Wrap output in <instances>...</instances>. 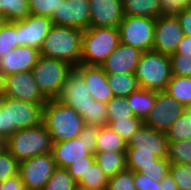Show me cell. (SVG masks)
Returning a JSON list of instances; mask_svg holds the SVG:
<instances>
[{"instance_id": "7bdbcfd3", "label": "cell", "mask_w": 191, "mask_h": 190, "mask_svg": "<svg viewBox=\"0 0 191 190\" xmlns=\"http://www.w3.org/2000/svg\"><path fill=\"white\" fill-rule=\"evenodd\" d=\"M169 165L170 162L167 158H159L156 161V165L143 168L140 172L153 180L160 182L169 172Z\"/></svg>"}, {"instance_id": "f546056e", "label": "cell", "mask_w": 191, "mask_h": 190, "mask_svg": "<svg viewBox=\"0 0 191 190\" xmlns=\"http://www.w3.org/2000/svg\"><path fill=\"white\" fill-rule=\"evenodd\" d=\"M108 179L100 166L94 162L78 185L90 190H107Z\"/></svg>"}, {"instance_id": "f907efd6", "label": "cell", "mask_w": 191, "mask_h": 190, "mask_svg": "<svg viewBox=\"0 0 191 190\" xmlns=\"http://www.w3.org/2000/svg\"><path fill=\"white\" fill-rule=\"evenodd\" d=\"M161 190H179L176 182L168 172L167 175L160 181Z\"/></svg>"}, {"instance_id": "1f68e13d", "label": "cell", "mask_w": 191, "mask_h": 190, "mask_svg": "<svg viewBox=\"0 0 191 190\" xmlns=\"http://www.w3.org/2000/svg\"><path fill=\"white\" fill-rule=\"evenodd\" d=\"M143 123L144 122L138 117H129L122 120H107V125L118 133L127 143Z\"/></svg>"}, {"instance_id": "3957f363", "label": "cell", "mask_w": 191, "mask_h": 190, "mask_svg": "<svg viewBox=\"0 0 191 190\" xmlns=\"http://www.w3.org/2000/svg\"><path fill=\"white\" fill-rule=\"evenodd\" d=\"M45 104L31 103L4 96L0 100V106L2 107V139L5 141L17 130L40 125Z\"/></svg>"}, {"instance_id": "52a82bcc", "label": "cell", "mask_w": 191, "mask_h": 190, "mask_svg": "<svg viewBox=\"0 0 191 190\" xmlns=\"http://www.w3.org/2000/svg\"><path fill=\"white\" fill-rule=\"evenodd\" d=\"M98 126L85 124L78 138L64 140L52 145V155L56 166L67 168L86 156H94Z\"/></svg>"}, {"instance_id": "ffe728a7", "label": "cell", "mask_w": 191, "mask_h": 190, "mask_svg": "<svg viewBox=\"0 0 191 190\" xmlns=\"http://www.w3.org/2000/svg\"><path fill=\"white\" fill-rule=\"evenodd\" d=\"M74 70L84 79L91 96L96 101L107 103L114 97L102 66L79 64Z\"/></svg>"}, {"instance_id": "ac0fdd59", "label": "cell", "mask_w": 191, "mask_h": 190, "mask_svg": "<svg viewBox=\"0 0 191 190\" xmlns=\"http://www.w3.org/2000/svg\"><path fill=\"white\" fill-rule=\"evenodd\" d=\"M40 57V51L29 46L16 48L0 56V71L5 75L32 71Z\"/></svg>"}, {"instance_id": "ba28073f", "label": "cell", "mask_w": 191, "mask_h": 190, "mask_svg": "<svg viewBox=\"0 0 191 190\" xmlns=\"http://www.w3.org/2000/svg\"><path fill=\"white\" fill-rule=\"evenodd\" d=\"M74 68L64 60L40 55L32 73L43 95L51 100L58 98L66 79L74 71Z\"/></svg>"}, {"instance_id": "4fadbf2b", "label": "cell", "mask_w": 191, "mask_h": 190, "mask_svg": "<svg viewBox=\"0 0 191 190\" xmlns=\"http://www.w3.org/2000/svg\"><path fill=\"white\" fill-rule=\"evenodd\" d=\"M5 96L31 103H47L32 71L5 76Z\"/></svg>"}, {"instance_id": "7a4b0ae2", "label": "cell", "mask_w": 191, "mask_h": 190, "mask_svg": "<svg viewBox=\"0 0 191 190\" xmlns=\"http://www.w3.org/2000/svg\"><path fill=\"white\" fill-rule=\"evenodd\" d=\"M42 123L53 143L78 138L85 125L79 113L57 99L48 100L44 105Z\"/></svg>"}, {"instance_id": "ee69618b", "label": "cell", "mask_w": 191, "mask_h": 190, "mask_svg": "<svg viewBox=\"0 0 191 190\" xmlns=\"http://www.w3.org/2000/svg\"><path fill=\"white\" fill-rule=\"evenodd\" d=\"M95 162L94 156H86V160H79L69 165L66 169L74 181L78 184L83 175L86 174L88 169Z\"/></svg>"}, {"instance_id": "9a60e30c", "label": "cell", "mask_w": 191, "mask_h": 190, "mask_svg": "<svg viewBox=\"0 0 191 190\" xmlns=\"http://www.w3.org/2000/svg\"><path fill=\"white\" fill-rule=\"evenodd\" d=\"M51 19L53 25L74 27L84 31L90 27L89 1L63 0Z\"/></svg>"}, {"instance_id": "83f0119b", "label": "cell", "mask_w": 191, "mask_h": 190, "mask_svg": "<svg viewBox=\"0 0 191 190\" xmlns=\"http://www.w3.org/2000/svg\"><path fill=\"white\" fill-rule=\"evenodd\" d=\"M0 14L7 22L23 20L30 14L28 0H0Z\"/></svg>"}, {"instance_id": "7dc6e473", "label": "cell", "mask_w": 191, "mask_h": 190, "mask_svg": "<svg viewBox=\"0 0 191 190\" xmlns=\"http://www.w3.org/2000/svg\"><path fill=\"white\" fill-rule=\"evenodd\" d=\"M191 0H161L164 14H174L182 8H188Z\"/></svg>"}, {"instance_id": "f6af8a7d", "label": "cell", "mask_w": 191, "mask_h": 190, "mask_svg": "<svg viewBox=\"0 0 191 190\" xmlns=\"http://www.w3.org/2000/svg\"><path fill=\"white\" fill-rule=\"evenodd\" d=\"M134 183L136 190H161L160 182L141 172H134Z\"/></svg>"}, {"instance_id": "2e32d148", "label": "cell", "mask_w": 191, "mask_h": 190, "mask_svg": "<svg viewBox=\"0 0 191 190\" xmlns=\"http://www.w3.org/2000/svg\"><path fill=\"white\" fill-rule=\"evenodd\" d=\"M127 148H136V152L153 153L158 158H167L166 132L155 130L143 123L127 143Z\"/></svg>"}, {"instance_id": "681fc988", "label": "cell", "mask_w": 191, "mask_h": 190, "mask_svg": "<svg viewBox=\"0 0 191 190\" xmlns=\"http://www.w3.org/2000/svg\"><path fill=\"white\" fill-rule=\"evenodd\" d=\"M172 54L191 55V35H183L176 51Z\"/></svg>"}, {"instance_id": "f35d334b", "label": "cell", "mask_w": 191, "mask_h": 190, "mask_svg": "<svg viewBox=\"0 0 191 190\" xmlns=\"http://www.w3.org/2000/svg\"><path fill=\"white\" fill-rule=\"evenodd\" d=\"M84 123L102 127L107 125L106 104L100 101H91L89 107V116H82Z\"/></svg>"}, {"instance_id": "836d02e7", "label": "cell", "mask_w": 191, "mask_h": 190, "mask_svg": "<svg viewBox=\"0 0 191 190\" xmlns=\"http://www.w3.org/2000/svg\"><path fill=\"white\" fill-rule=\"evenodd\" d=\"M17 46H19L18 21H6L0 29V56Z\"/></svg>"}, {"instance_id": "5b68a950", "label": "cell", "mask_w": 191, "mask_h": 190, "mask_svg": "<svg viewBox=\"0 0 191 190\" xmlns=\"http://www.w3.org/2000/svg\"><path fill=\"white\" fill-rule=\"evenodd\" d=\"M119 44L118 28L89 27L83 31L81 64L101 66Z\"/></svg>"}, {"instance_id": "44dd1931", "label": "cell", "mask_w": 191, "mask_h": 190, "mask_svg": "<svg viewBox=\"0 0 191 190\" xmlns=\"http://www.w3.org/2000/svg\"><path fill=\"white\" fill-rule=\"evenodd\" d=\"M142 52L122 42L101 65L106 74H134Z\"/></svg>"}, {"instance_id": "6da1fadb", "label": "cell", "mask_w": 191, "mask_h": 190, "mask_svg": "<svg viewBox=\"0 0 191 190\" xmlns=\"http://www.w3.org/2000/svg\"><path fill=\"white\" fill-rule=\"evenodd\" d=\"M83 30L53 25L40 48V55L64 60L76 67L81 63Z\"/></svg>"}, {"instance_id": "e0dca14e", "label": "cell", "mask_w": 191, "mask_h": 190, "mask_svg": "<svg viewBox=\"0 0 191 190\" xmlns=\"http://www.w3.org/2000/svg\"><path fill=\"white\" fill-rule=\"evenodd\" d=\"M52 26V19L46 16L29 14L23 20H19V46L26 45L40 50Z\"/></svg>"}, {"instance_id": "e575fe53", "label": "cell", "mask_w": 191, "mask_h": 190, "mask_svg": "<svg viewBox=\"0 0 191 190\" xmlns=\"http://www.w3.org/2000/svg\"><path fill=\"white\" fill-rule=\"evenodd\" d=\"M107 120L135 117L126 97H113L106 103Z\"/></svg>"}, {"instance_id": "d6a6232c", "label": "cell", "mask_w": 191, "mask_h": 190, "mask_svg": "<svg viewBox=\"0 0 191 190\" xmlns=\"http://www.w3.org/2000/svg\"><path fill=\"white\" fill-rule=\"evenodd\" d=\"M168 142L191 139V116L183 113L166 131Z\"/></svg>"}, {"instance_id": "60d3db41", "label": "cell", "mask_w": 191, "mask_h": 190, "mask_svg": "<svg viewBox=\"0 0 191 190\" xmlns=\"http://www.w3.org/2000/svg\"><path fill=\"white\" fill-rule=\"evenodd\" d=\"M63 0H28L30 14L51 18Z\"/></svg>"}, {"instance_id": "6f0895ef", "label": "cell", "mask_w": 191, "mask_h": 190, "mask_svg": "<svg viewBox=\"0 0 191 190\" xmlns=\"http://www.w3.org/2000/svg\"><path fill=\"white\" fill-rule=\"evenodd\" d=\"M4 147V140L0 137V150Z\"/></svg>"}, {"instance_id": "f5cc1de1", "label": "cell", "mask_w": 191, "mask_h": 190, "mask_svg": "<svg viewBox=\"0 0 191 190\" xmlns=\"http://www.w3.org/2000/svg\"><path fill=\"white\" fill-rule=\"evenodd\" d=\"M0 137L2 138V107L0 106Z\"/></svg>"}, {"instance_id": "484cf974", "label": "cell", "mask_w": 191, "mask_h": 190, "mask_svg": "<svg viewBox=\"0 0 191 190\" xmlns=\"http://www.w3.org/2000/svg\"><path fill=\"white\" fill-rule=\"evenodd\" d=\"M107 80L115 97H128L140 88L135 74H107Z\"/></svg>"}, {"instance_id": "bcb514c9", "label": "cell", "mask_w": 191, "mask_h": 190, "mask_svg": "<svg viewBox=\"0 0 191 190\" xmlns=\"http://www.w3.org/2000/svg\"><path fill=\"white\" fill-rule=\"evenodd\" d=\"M174 15L179 21L183 34L191 35V9L182 8L178 12H175Z\"/></svg>"}, {"instance_id": "d4e9b609", "label": "cell", "mask_w": 191, "mask_h": 190, "mask_svg": "<svg viewBox=\"0 0 191 190\" xmlns=\"http://www.w3.org/2000/svg\"><path fill=\"white\" fill-rule=\"evenodd\" d=\"M127 142L108 125L98 128L95 151H126Z\"/></svg>"}, {"instance_id": "11a10c76", "label": "cell", "mask_w": 191, "mask_h": 190, "mask_svg": "<svg viewBox=\"0 0 191 190\" xmlns=\"http://www.w3.org/2000/svg\"><path fill=\"white\" fill-rule=\"evenodd\" d=\"M6 20L3 15L0 14V29L5 24Z\"/></svg>"}, {"instance_id": "7402d4cb", "label": "cell", "mask_w": 191, "mask_h": 190, "mask_svg": "<svg viewBox=\"0 0 191 190\" xmlns=\"http://www.w3.org/2000/svg\"><path fill=\"white\" fill-rule=\"evenodd\" d=\"M94 160L108 177H114L127 169L126 151H95Z\"/></svg>"}, {"instance_id": "c3c4849f", "label": "cell", "mask_w": 191, "mask_h": 190, "mask_svg": "<svg viewBox=\"0 0 191 190\" xmlns=\"http://www.w3.org/2000/svg\"><path fill=\"white\" fill-rule=\"evenodd\" d=\"M0 190H26L20 174L0 183Z\"/></svg>"}, {"instance_id": "d590c367", "label": "cell", "mask_w": 191, "mask_h": 190, "mask_svg": "<svg viewBox=\"0 0 191 190\" xmlns=\"http://www.w3.org/2000/svg\"><path fill=\"white\" fill-rule=\"evenodd\" d=\"M76 185L66 168L57 167L43 190H73Z\"/></svg>"}, {"instance_id": "cb8c5ba5", "label": "cell", "mask_w": 191, "mask_h": 190, "mask_svg": "<svg viewBox=\"0 0 191 190\" xmlns=\"http://www.w3.org/2000/svg\"><path fill=\"white\" fill-rule=\"evenodd\" d=\"M126 98L134 116L144 122L155 105L156 91L139 88Z\"/></svg>"}, {"instance_id": "db71d44e", "label": "cell", "mask_w": 191, "mask_h": 190, "mask_svg": "<svg viewBox=\"0 0 191 190\" xmlns=\"http://www.w3.org/2000/svg\"><path fill=\"white\" fill-rule=\"evenodd\" d=\"M187 116H191V105L185 106V112Z\"/></svg>"}, {"instance_id": "603a6c76", "label": "cell", "mask_w": 191, "mask_h": 190, "mask_svg": "<svg viewBox=\"0 0 191 190\" xmlns=\"http://www.w3.org/2000/svg\"><path fill=\"white\" fill-rule=\"evenodd\" d=\"M124 16H142L156 19L163 15L161 0H123Z\"/></svg>"}, {"instance_id": "ab89813d", "label": "cell", "mask_w": 191, "mask_h": 190, "mask_svg": "<svg viewBox=\"0 0 191 190\" xmlns=\"http://www.w3.org/2000/svg\"><path fill=\"white\" fill-rule=\"evenodd\" d=\"M107 190H136L134 172L126 169L109 178Z\"/></svg>"}, {"instance_id": "4dcf8cb0", "label": "cell", "mask_w": 191, "mask_h": 190, "mask_svg": "<svg viewBox=\"0 0 191 190\" xmlns=\"http://www.w3.org/2000/svg\"><path fill=\"white\" fill-rule=\"evenodd\" d=\"M167 159L174 164H191V139L168 142Z\"/></svg>"}, {"instance_id": "9c48e42d", "label": "cell", "mask_w": 191, "mask_h": 190, "mask_svg": "<svg viewBox=\"0 0 191 190\" xmlns=\"http://www.w3.org/2000/svg\"><path fill=\"white\" fill-rule=\"evenodd\" d=\"M156 19L142 16H124L119 24L120 42L139 49L152 51Z\"/></svg>"}, {"instance_id": "9f6ffc18", "label": "cell", "mask_w": 191, "mask_h": 190, "mask_svg": "<svg viewBox=\"0 0 191 190\" xmlns=\"http://www.w3.org/2000/svg\"><path fill=\"white\" fill-rule=\"evenodd\" d=\"M73 190H90V189H87V188H84V187H81L79 186L78 184L74 187Z\"/></svg>"}, {"instance_id": "8d00e7d4", "label": "cell", "mask_w": 191, "mask_h": 190, "mask_svg": "<svg viewBox=\"0 0 191 190\" xmlns=\"http://www.w3.org/2000/svg\"><path fill=\"white\" fill-rule=\"evenodd\" d=\"M20 162L5 148L0 150V183L19 174Z\"/></svg>"}, {"instance_id": "8fae6325", "label": "cell", "mask_w": 191, "mask_h": 190, "mask_svg": "<svg viewBox=\"0 0 191 190\" xmlns=\"http://www.w3.org/2000/svg\"><path fill=\"white\" fill-rule=\"evenodd\" d=\"M185 112V106L165 91H156V101L144 124L155 130L166 132Z\"/></svg>"}, {"instance_id": "5bb4252c", "label": "cell", "mask_w": 191, "mask_h": 190, "mask_svg": "<svg viewBox=\"0 0 191 190\" xmlns=\"http://www.w3.org/2000/svg\"><path fill=\"white\" fill-rule=\"evenodd\" d=\"M57 100L73 108L81 116H89V107L94 98L84 79L74 70L66 79Z\"/></svg>"}, {"instance_id": "b9f144b4", "label": "cell", "mask_w": 191, "mask_h": 190, "mask_svg": "<svg viewBox=\"0 0 191 190\" xmlns=\"http://www.w3.org/2000/svg\"><path fill=\"white\" fill-rule=\"evenodd\" d=\"M172 75L191 77V55L170 54Z\"/></svg>"}, {"instance_id": "30bf717a", "label": "cell", "mask_w": 191, "mask_h": 190, "mask_svg": "<svg viewBox=\"0 0 191 190\" xmlns=\"http://www.w3.org/2000/svg\"><path fill=\"white\" fill-rule=\"evenodd\" d=\"M56 168L52 153H46L21 161L19 174L26 190H43Z\"/></svg>"}, {"instance_id": "7c38bea8", "label": "cell", "mask_w": 191, "mask_h": 190, "mask_svg": "<svg viewBox=\"0 0 191 190\" xmlns=\"http://www.w3.org/2000/svg\"><path fill=\"white\" fill-rule=\"evenodd\" d=\"M183 31L174 14H163L156 18L153 51L170 55L182 40Z\"/></svg>"}, {"instance_id": "816d5d0a", "label": "cell", "mask_w": 191, "mask_h": 190, "mask_svg": "<svg viewBox=\"0 0 191 190\" xmlns=\"http://www.w3.org/2000/svg\"><path fill=\"white\" fill-rule=\"evenodd\" d=\"M5 96V75L0 71V100Z\"/></svg>"}, {"instance_id": "d6986e66", "label": "cell", "mask_w": 191, "mask_h": 190, "mask_svg": "<svg viewBox=\"0 0 191 190\" xmlns=\"http://www.w3.org/2000/svg\"><path fill=\"white\" fill-rule=\"evenodd\" d=\"M90 27H115L124 18L123 0H89Z\"/></svg>"}, {"instance_id": "f1b7e54d", "label": "cell", "mask_w": 191, "mask_h": 190, "mask_svg": "<svg viewBox=\"0 0 191 190\" xmlns=\"http://www.w3.org/2000/svg\"><path fill=\"white\" fill-rule=\"evenodd\" d=\"M158 159L153 153L136 152V148L126 149V167L133 172L156 165Z\"/></svg>"}, {"instance_id": "74e56055", "label": "cell", "mask_w": 191, "mask_h": 190, "mask_svg": "<svg viewBox=\"0 0 191 190\" xmlns=\"http://www.w3.org/2000/svg\"><path fill=\"white\" fill-rule=\"evenodd\" d=\"M169 173L179 190H191V164L170 163Z\"/></svg>"}, {"instance_id": "277c9868", "label": "cell", "mask_w": 191, "mask_h": 190, "mask_svg": "<svg viewBox=\"0 0 191 190\" xmlns=\"http://www.w3.org/2000/svg\"><path fill=\"white\" fill-rule=\"evenodd\" d=\"M52 139L43 123L36 127L17 130L4 141V147L17 161L51 153Z\"/></svg>"}, {"instance_id": "4316f807", "label": "cell", "mask_w": 191, "mask_h": 190, "mask_svg": "<svg viewBox=\"0 0 191 190\" xmlns=\"http://www.w3.org/2000/svg\"><path fill=\"white\" fill-rule=\"evenodd\" d=\"M165 92L182 105H191V77L172 75Z\"/></svg>"}, {"instance_id": "8992f818", "label": "cell", "mask_w": 191, "mask_h": 190, "mask_svg": "<svg viewBox=\"0 0 191 190\" xmlns=\"http://www.w3.org/2000/svg\"><path fill=\"white\" fill-rule=\"evenodd\" d=\"M134 74L140 88L165 91L172 76L169 55L153 50L142 52Z\"/></svg>"}]
</instances>
